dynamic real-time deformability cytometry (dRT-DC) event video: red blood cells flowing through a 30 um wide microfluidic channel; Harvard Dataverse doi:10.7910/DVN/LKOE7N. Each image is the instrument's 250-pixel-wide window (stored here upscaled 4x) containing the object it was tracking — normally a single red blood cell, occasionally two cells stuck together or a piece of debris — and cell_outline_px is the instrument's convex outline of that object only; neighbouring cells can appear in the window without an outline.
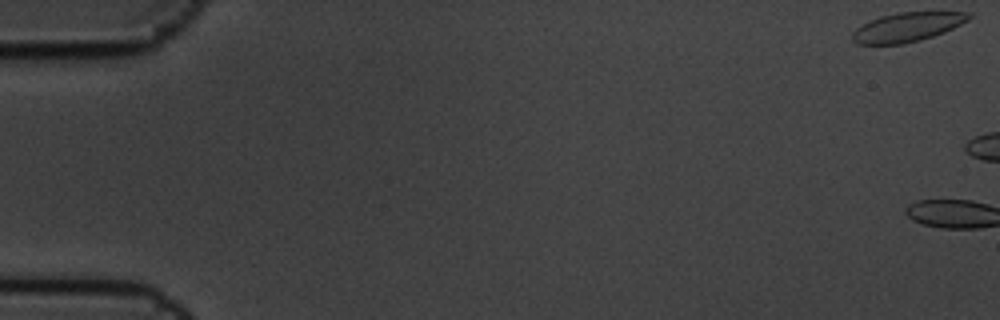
{"species": "common noctule bat (a hibernating species)", "species_latin": "Nyctalus noctula", "temperature_condition": "cold", "stored_images_in_passage": 5, "camera_frame_rate_fps": 3000, "um_per_image_px": 0.085, "animal": {"sex": "male", "body_mass_g": 19.5, "forearm_length_mm": 54.6}, "frame": {"image": 1, "passage_image": 1, "time_ms": 0.0, "image_size_px": [1000, 320], "cell_outline_px": [[972, 16], [968, 20], [944, 32], [920, 40], [900, 44], [856, 44], [852, 40], [852, 32], [856, 28], [880, 16], [896, 12], [972, 12]], "centroid_in_image_um": [77.11, 2.3], "position_along_channel_um": 7.9, "area_um2": 19.65}}